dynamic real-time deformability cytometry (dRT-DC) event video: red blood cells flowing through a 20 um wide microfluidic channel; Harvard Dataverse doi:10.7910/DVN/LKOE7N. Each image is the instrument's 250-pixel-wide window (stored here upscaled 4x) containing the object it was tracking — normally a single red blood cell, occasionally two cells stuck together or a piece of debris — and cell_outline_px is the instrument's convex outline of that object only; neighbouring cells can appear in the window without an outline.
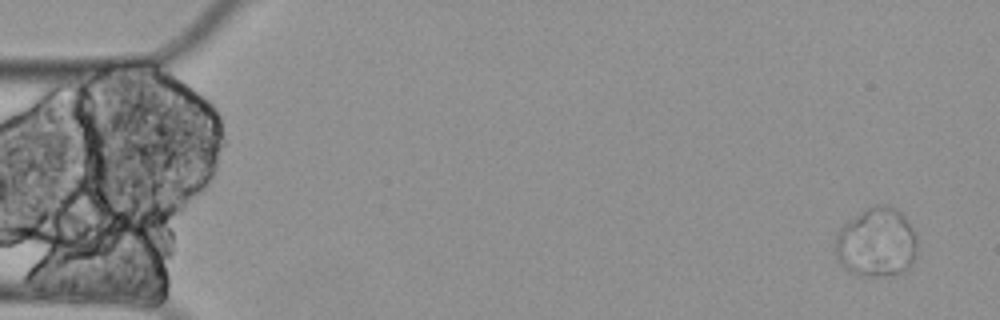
{"species": "Egyptian fruit bat (a non-hibernating species)", "species_latin": "Rousettus aegyptiacus", "temperature_condition": "cold", "stored_images_in_passage": 5, "camera_frame_rate_fps": 3000, "um_per_image_px": 0.085, "animal": {"sex": "female"}, "frame": {"image": 1, "passage_image": 1, "time_ms": 0.0, "image_size_px": [1000, 320], "cell_outline_px": [[916, 260], [900, 272], [872, 276], [864, 276], [852, 272], [844, 268], [840, 264], [836, 256], [836, 232], [844, 224], [868, 208], [876, 204], [884, 204], [896, 208], [904, 216], [916, 236]], "centroid_in_image_um": [74.49, 20.6], "position_along_channel_um": 10.5, "area_um2": 32.66}}